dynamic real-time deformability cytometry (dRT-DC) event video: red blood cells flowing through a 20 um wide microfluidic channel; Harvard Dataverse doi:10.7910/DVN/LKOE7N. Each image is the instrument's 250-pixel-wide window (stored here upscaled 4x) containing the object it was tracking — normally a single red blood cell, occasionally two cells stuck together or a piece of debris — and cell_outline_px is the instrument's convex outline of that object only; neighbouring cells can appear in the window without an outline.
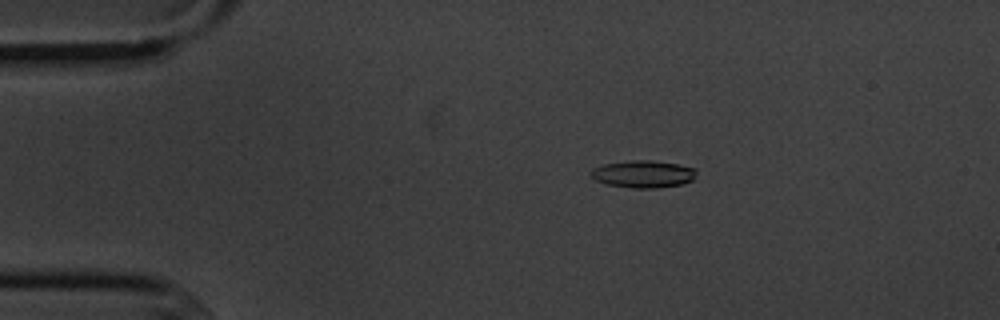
{"species": "common noctule bat (a hibernating species)", "species_latin": "Nyctalus noctula", "temperature_condition": "cold", "stored_images_in_passage": 6, "camera_frame_rate_fps": 3000, "um_per_image_px": 0.085, "animal": {"sex": "male", "body_mass_g": 20.1, "forearm_length_mm": 53.5}, "frame": {"image": 1, "passage_image": 3, "time_ms": 2.333, "image_size_px": [1000, 320], "cell_outline_px": [[696, 172], [692, 180], [684, 184], [656, 188], [632, 188], [608, 184], [596, 180], [588, 172], [592, 168], [604, 164], [632, 160], [652, 160], [680, 164], [696, 168]], "centroid_in_image_um": [54.69, 14.78], "position_along_channel_um": 30.3, "area_um2": 16.88}}
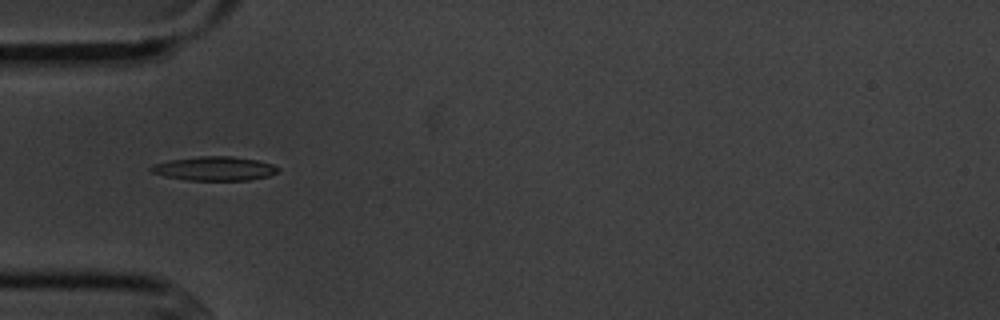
{"frame": {"image": 2, "passage_image": 5, "time_ms": 4.667, "image_size_px": [1000, 320], "cell_outline_px": [[280, 168], [276, 172], [268, 176], [248, 180], [188, 180], [164, 176], [152, 172], [148, 168], [156, 164], [168, 160], [200, 156], [232, 156], [256, 160], [272, 164]], "centroid_in_image_um": [18.22, 14.32], "position_along_channel_um": 66.8, "area_um2": 17.63}}
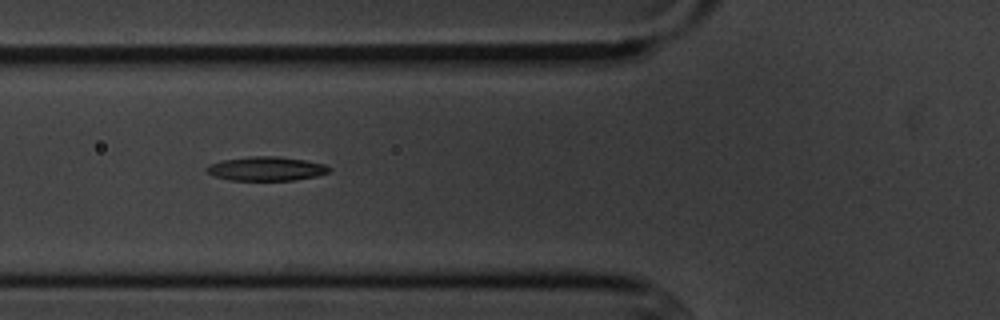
{"frame": {"image": 3, "passage_image": 6, "time_ms": 5.667, "image_size_px": [1000, 320], "cell_outline_px": [[332, 168], [328, 172], [316, 176], [292, 180], [228, 180], [216, 176], [208, 172], [204, 168], [208, 164], [224, 160], [248, 156], [280, 156], [304, 160], [324, 164]], "centroid_in_image_um": [22.62, 14.33], "position_along_channel_um": 103.2, "area_um2": 17.11}}